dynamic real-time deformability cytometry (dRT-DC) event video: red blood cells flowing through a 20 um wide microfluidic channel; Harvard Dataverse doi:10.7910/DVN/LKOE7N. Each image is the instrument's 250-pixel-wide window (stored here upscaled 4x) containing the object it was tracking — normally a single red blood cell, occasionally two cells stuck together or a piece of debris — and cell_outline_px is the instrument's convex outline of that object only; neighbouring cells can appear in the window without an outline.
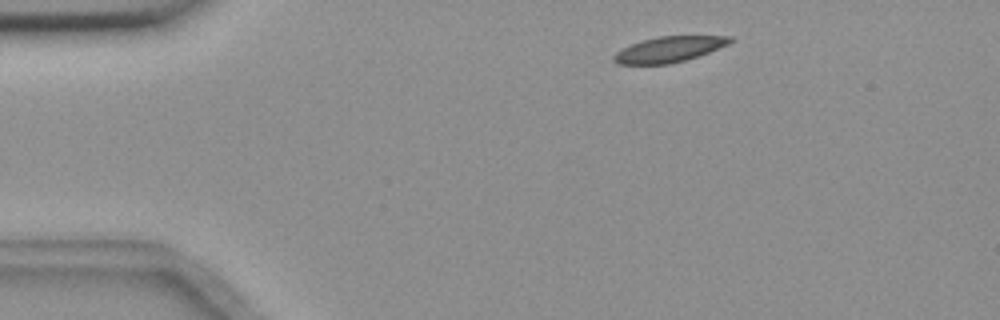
{"species": "common noctule bat (a hibernating species)", "species_latin": "Nyctalus noctula", "temperature_condition": "room temperature", "stored_images_in_passage": 3, "camera_frame_rate_fps": 3000, "um_per_image_px": 0.085, "animal": {"sex": "female", "body_mass_g": 18.4}, "frame": {"image": 1, "passage_image": 1, "time_ms": 0.0, "image_size_px": [1000, 320], "cell_outline_px": [[732, 40], [728, 44], [700, 56], [668, 64], [616, 64], [612, 60], [612, 56], [616, 52], [640, 40], [656, 36], [732, 36]], "centroid_in_image_um": [56.84, 4.19], "position_along_channel_um": 28.2, "area_um2": 17.34}}